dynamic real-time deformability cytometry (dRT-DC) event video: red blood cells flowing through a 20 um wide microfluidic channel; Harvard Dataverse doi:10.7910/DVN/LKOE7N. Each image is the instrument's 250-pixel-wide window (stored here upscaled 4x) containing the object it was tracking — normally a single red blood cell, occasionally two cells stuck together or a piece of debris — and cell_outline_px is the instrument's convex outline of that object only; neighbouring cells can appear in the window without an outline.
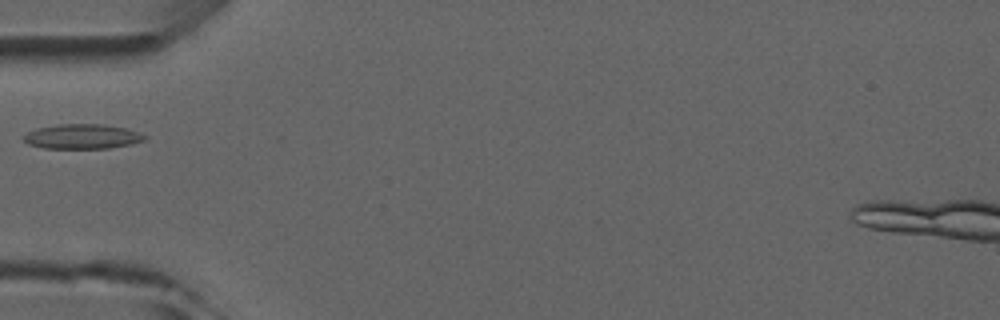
{"species": "common noctule bat (a hibernating species)", "species_latin": "Nyctalus noctula", "temperature_condition": "room temperature", "stored_images_in_passage": 5, "camera_frame_rate_fps": 3000, "um_per_image_px": 0.085, "animal": {"sex": "male", "forearm_length_mm": 52.5}, "frame": {"image": 1, "passage_image": 4, "time_ms": 4.333, "image_size_px": [1000, 320], "cell_outline_px": [[148, 136], [144, 140], [132, 144], [108, 148], [44, 148], [28, 144], [20, 136], [36, 128], [60, 124], [104, 124], [128, 128]], "centroid_in_image_um": [6.99, 11.59], "position_along_channel_um": 78.0, "area_um2": 17.57}}
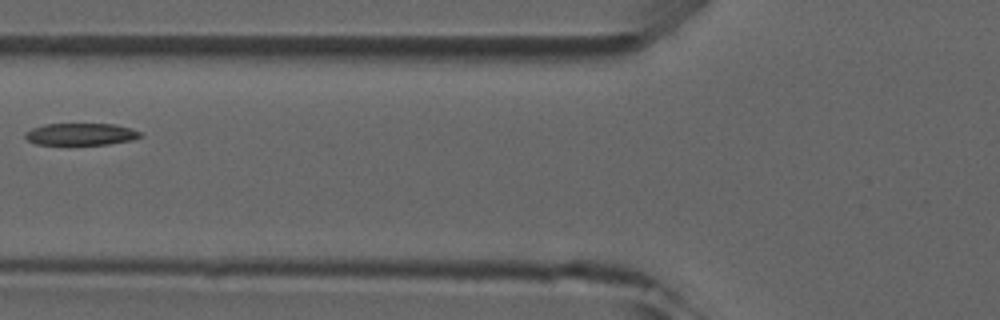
{"frame": {"image": 2, "passage_image": 5, "time_ms": 5.333, "image_size_px": [1000, 320], "cell_outline_px": [[140, 136], [132, 140], [108, 144], [36, 144], [28, 140], [24, 136], [24, 132], [32, 128], [44, 124], [116, 124], [132, 128], [140, 132]], "centroid_in_image_um": [6.85, 11.39], "position_along_channel_um": 118.9, "area_um2": 14.68}}